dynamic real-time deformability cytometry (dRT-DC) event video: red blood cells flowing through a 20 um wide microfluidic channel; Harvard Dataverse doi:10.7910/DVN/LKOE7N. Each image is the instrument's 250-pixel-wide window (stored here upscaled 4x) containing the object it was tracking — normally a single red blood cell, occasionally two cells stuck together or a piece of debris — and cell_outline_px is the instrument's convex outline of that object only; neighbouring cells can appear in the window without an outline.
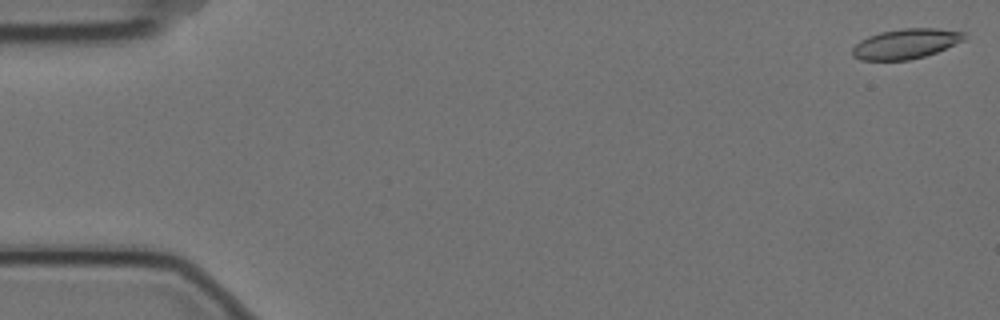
{"species": "Egyptian fruit bat (a non-hibernating species)", "species_latin": "Rousettus aegyptiacus", "temperature_condition": "cold", "stored_images_in_passage": 4, "camera_frame_rate_fps": 3000, "um_per_image_px": 0.085, "animal": {"sex": "female"}, "frame": {"image": 1, "passage_image": 1, "time_ms": 0.0, "image_size_px": [1000, 320], "cell_outline_px": [[964, 40], [936, 52], [924, 56], [908, 60], [860, 60], [852, 56], [852, 48], [860, 40], [868, 36], [880, 32], [900, 28], [936, 28], [964, 32]], "centroid_in_image_um": [76.95, 3.72], "position_along_channel_um": 8.1, "area_um2": 19.48}}
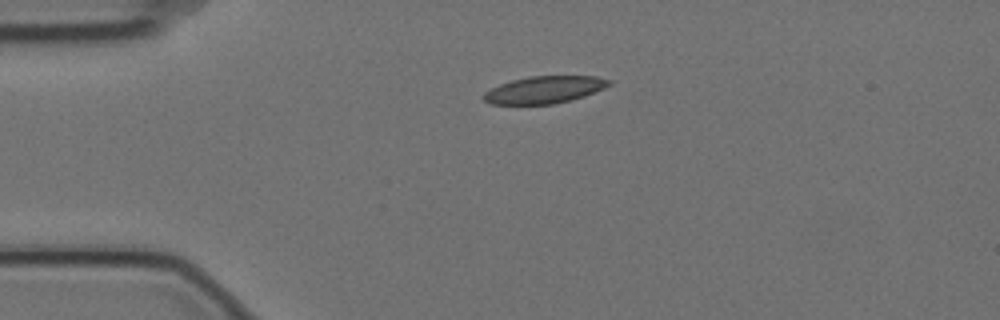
{"frame": {"image": 2, "passage_image": 4, "time_ms": 1.0, "image_size_px": [1000, 320], "cell_outline_px": [[612, 84], [604, 88], [584, 96], [552, 104], [488, 104], [484, 100], [484, 92], [500, 84], [512, 80], [528, 76], [596, 76], [612, 80]], "centroid_in_image_um": [46.28, 7.62], "position_along_channel_um": 38.7, "area_um2": 19.77}}